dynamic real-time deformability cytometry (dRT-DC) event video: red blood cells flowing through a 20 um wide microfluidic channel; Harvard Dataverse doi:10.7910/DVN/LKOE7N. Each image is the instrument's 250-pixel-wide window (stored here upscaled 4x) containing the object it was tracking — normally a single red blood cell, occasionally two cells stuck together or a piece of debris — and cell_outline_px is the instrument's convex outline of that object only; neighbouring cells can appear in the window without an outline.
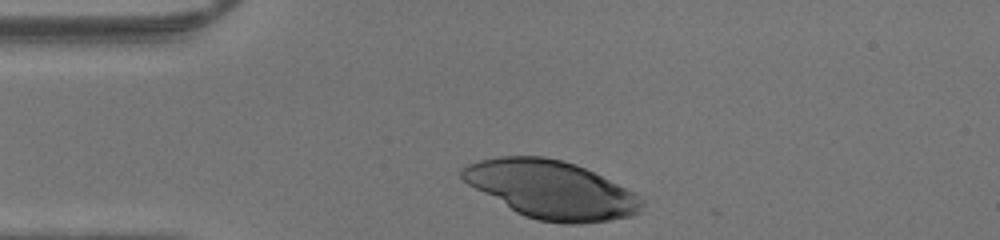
{"species": "human", "species_latin": "Homo sapiens", "temperature_condition": "warm", "stored_images_in_passage": 28, "camera_frame_rate_fps": 3000, "um_per_image_px": 0.085, "donor": {"sex": "male"}, "frame": {"image": 1, "passage_image": 1, "time_ms": 0.0, "image_size_px": [1000, 240], "cell_outline_px": [[644, 204], [640, 212], [632, 216], [608, 220], [580, 224], [564, 224], [536, 220], [524, 216], [516, 212], [468, 184], [460, 176], [460, 168], [468, 164], [480, 160], [500, 156], [544, 156], [576, 164], [636, 192], [644, 200]], "centroid_in_image_um": [46.88, 16.12], "position_along_channel_um": 38.1, "area_um2": 60.69}}